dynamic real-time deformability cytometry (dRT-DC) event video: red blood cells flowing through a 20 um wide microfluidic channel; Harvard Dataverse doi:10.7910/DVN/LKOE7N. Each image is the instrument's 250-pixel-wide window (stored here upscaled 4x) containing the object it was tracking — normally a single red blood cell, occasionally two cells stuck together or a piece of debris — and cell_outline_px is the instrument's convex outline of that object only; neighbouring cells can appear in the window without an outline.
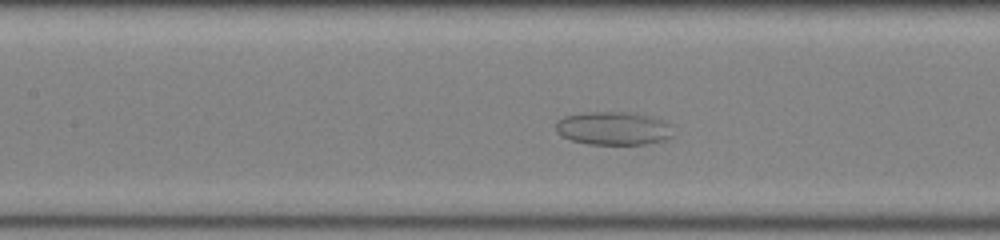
{"species": "common noctule bat (a hibernating species)", "species_latin": "Nyctalus noctula", "temperature_condition": "room temperature", "stored_images_in_passage": 39, "camera_frame_rate_fps": 3000, "um_per_image_px": 0.085, "animal": {"sex": "female", "body_mass_g": 22.0, "forearm_length_mm": 56.7}, "frame": {"image": 1, "passage_image": 13, "time_ms": 4.0, "image_size_px": [1000, 240], "cell_outline_px": [[672, 136], [664, 140], [644, 144], [588, 144], [572, 140], [560, 136], [556, 132], [556, 120], [564, 116], [588, 112], [636, 112], [652, 116], [664, 120], [668, 124]], "centroid_in_image_um": [52.1, 10.9], "position_along_channel_um": 155.3, "area_um2": 22.89}}
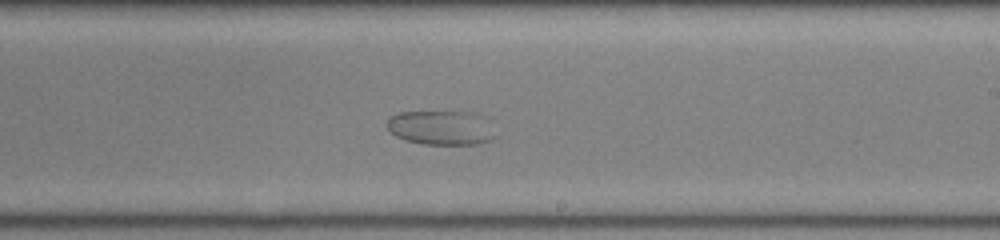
{"frame": {"image": 2, "passage_image": 20, "time_ms": 6.333, "image_size_px": [1000, 240], "cell_outline_px": [[496, 136], [492, 140], [476, 144], [420, 144], [404, 140], [396, 136], [388, 128], [388, 116], [400, 112], [468, 112]], "centroid_in_image_um": [37.32, 10.89], "position_along_channel_um": 251.7, "area_um2": 20.69}}
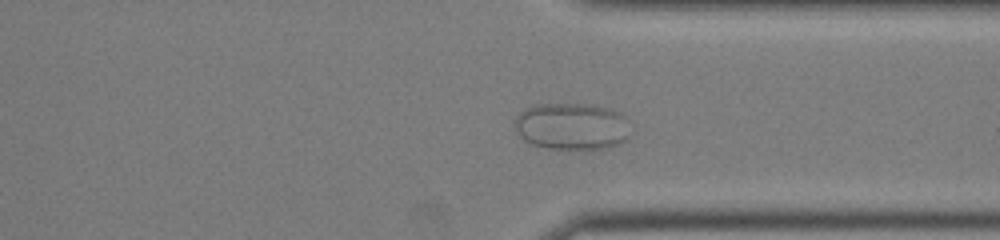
{"frame": {"image": 3, "passage_image": 28, "time_ms": 9.0, "image_size_px": [1000, 240], "cell_outline_px": [[628, 136], [620, 144], [608, 148], [588, 152], [568, 152], [548, 148], [532, 144], [524, 140], [520, 136], [516, 128], [516, 116], [524, 108], [536, 104], [584, 104], [608, 108], [620, 112], [624, 116]], "centroid_in_image_um": [48.59, 10.8], "position_along_channel_um": 362.8, "area_um2": 32.37}}